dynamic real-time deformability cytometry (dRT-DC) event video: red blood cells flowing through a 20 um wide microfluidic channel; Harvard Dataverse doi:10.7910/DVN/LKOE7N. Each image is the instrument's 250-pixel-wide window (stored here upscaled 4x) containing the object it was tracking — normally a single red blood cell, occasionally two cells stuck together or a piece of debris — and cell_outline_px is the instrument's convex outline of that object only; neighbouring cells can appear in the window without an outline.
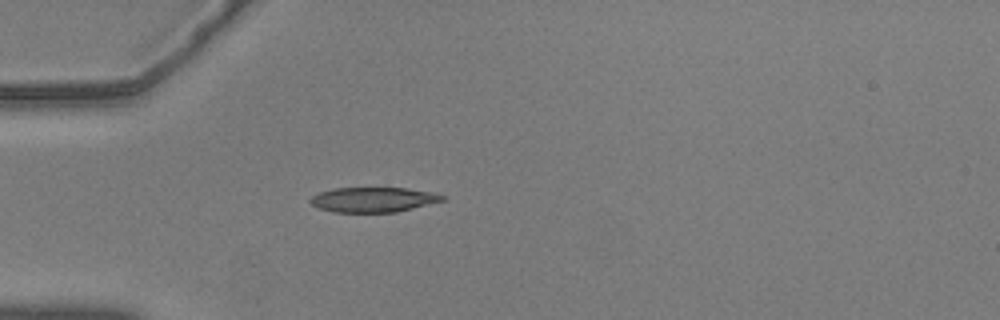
{"species": "common noctule bat (a hibernating species)", "species_latin": "Nyctalus noctula", "temperature_condition": "warm", "stored_images_in_passage": 40, "camera_frame_rate_fps": 3000, "um_per_image_px": 0.085, "animal": {"sex": "male", "body_mass_g": 20.5, "forearm_length_mm": 52.5}, "frame": {"image": 1, "passage_image": 1, "time_ms": 0.0, "image_size_px": [1000, 320], "cell_outline_px": [[448, 200], [396, 212], [332, 212], [320, 208], [312, 204], [308, 200], [312, 196], [320, 192], [336, 188], [404, 188], [428, 192], [448, 196]], "centroid_in_image_um": [31.77, 16.97], "position_along_channel_um": 53.2, "area_um2": 19.13}}
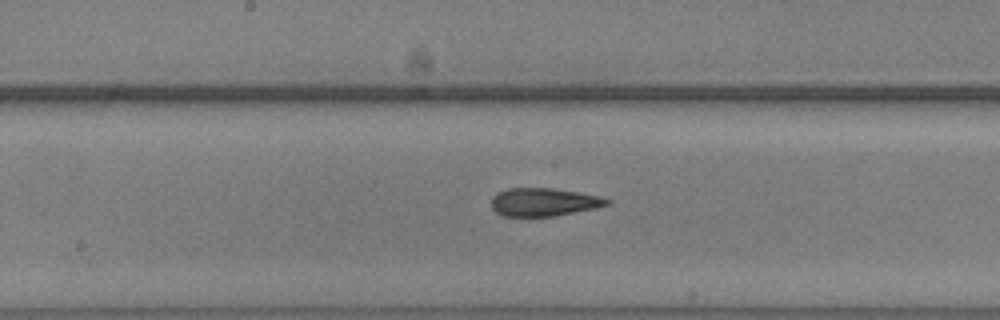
{"frame": {"image": 2, "passage_image": 14, "time_ms": 4.333, "image_size_px": [1000, 320], "cell_outline_px": [[612, 204], [596, 208], [556, 216], [504, 216], [496, 212], [492, 208], [492, 196], [496, 192], [508, 188], [552, 188], [580, 192], [600, 196], [612, 200]], "centroid_in_image_um": [46.26, 17.17], "position_along_channel_um": 201.9, "area_um2": 19.19}}
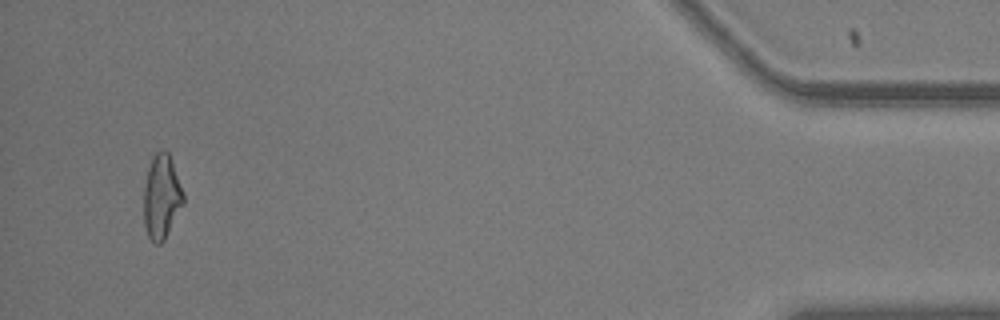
{"frame": {"image": 3, "passage_image": 38, "time_ms": 12.333, "image_size_px": [1000, 320], "cell_outline_px": [[184, 204], [164, 240], [160, 244], [156, 244], [148, 236], [144, 224], [144, 188], [148, 168], [152, 156], [160, 148], [164, 148], [168, 152], [184, 196]], "centroid_in_image_um": [13.72, 16.72], "position_along_channel_um": 421.5, "area_um2": 19.31}, "authors_computed_cell_mechanics": {"area_um2": 19.363, "velocity_mm_per_s": 3.6503, "shape_relaxation_time_tau1_ms": null, "shape_relaxation_time_tau2_ms": 2.0622, "deformation_change_tau1": null, "deformation_change_tau2": 0.1004}}